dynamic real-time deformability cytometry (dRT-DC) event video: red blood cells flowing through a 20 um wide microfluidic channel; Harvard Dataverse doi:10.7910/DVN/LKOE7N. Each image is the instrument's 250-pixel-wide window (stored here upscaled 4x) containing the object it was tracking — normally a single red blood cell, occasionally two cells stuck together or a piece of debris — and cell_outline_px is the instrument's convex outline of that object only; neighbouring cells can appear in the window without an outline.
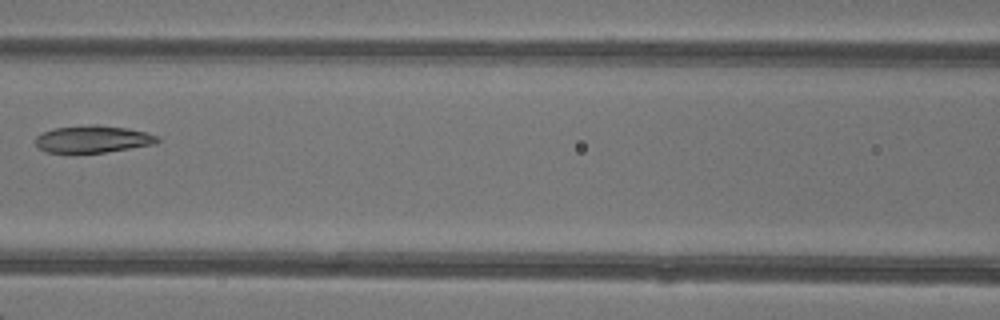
{"species": "common noctule bat (a hibernating species)", "species_latin": "Nyctalus noctula", "temperature_condition": "warm", "stored_images_in_passage": 3, "camera_frame_rate_fps": 3000, "um_per_image_px": 0.085, "animal": {"sex": "female"}, "frame": {"image": 1, "passage_image": 3, "time_ms": 2.333, "image_size_px": [1000, 320], "cell_outline_px": [[160, 140], [156, 144], [104, 152], [48, 152], [40, 148], [36, 144], [36, 136], [52, 128], [96, 124], [128, 128], [160, 136]], "centroid_in_image_um": [7.93, 11.81], "position_along_channel_um": 158.7, "area_um2": 19.13}}